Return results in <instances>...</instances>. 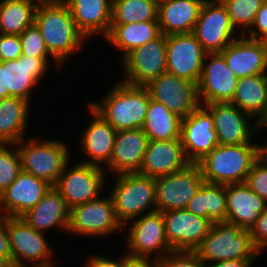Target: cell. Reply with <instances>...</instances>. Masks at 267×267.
Instances as JSON below:
<instances>
[{
	"label": "cell",
	"instance_id": "5",
	"mask_svg": "<svg viewBox=\"0 0 267 267\" xmlns=\"http://www.w3.org/2000/svg\"><path fill=\"white\" fill-rule=\"evenodd\" d=\"M116 176L114 188L108 196L112 198L116 217L123 227L127 221L156 211L155 178L139 173ZM146 209L148 211L144 212Z\"/></svg>",
	"mask_w": 267,
	"mask_h": 267
},
{
	"label": "cell",
	"instance_id": "13",
	"mask_svg": "<svg viewBox=\"0 0 267 267\" xmlns=\"http://www.w3.org/2000/svg\"><path fill=\"white\" fill-rule=\"evenodd\" d=\"M123 225L115 214L111 196L97 198L71 208L68 232L79 235L104 236L120 230Z\"/></svg>",
	"mask_w": 267,
	"mask_h": 267
},
{
	"label": "cell",
	"instance_id": "7",
	"mask_svg": "<svg viewBox=\"0 0 267 267\" xmlns=\"http://www.w3.org/2000/svg\"><path fill=\"white\" fill-rule=\"evenodd\" d=\"M7 233L13 267H26L23 260L33 262V267H54L48 260L52 249L43 232L35 230L22 217L7 216Z\"/></svg>",
	"mask_w": 267,
	"mask_h": 267
},
{
	"label": "cell",
	"instance_id": "28",
	"mask_svg": "<svg viewBox=\"0 0 267 267\" xmlns=\"http://www.w3.org/2000/svg\"><path fill=\"white\" fill-rule=\"evenodd\" d=\"M71 208L60 192L51 186L44 197L21 217L35 230L42 232L53 226L68 230Z\"/></svg>",
	"mask_w": 267,
	"mask_h": 267
},
{
	"label": "cell",
	"instance_id": "19",
	"mask_svg": "<svg viewBox=\"0 0 267 267\" xmlns=\"http://www.w3.org/2000/svg\"><path fill=\"white\" fill-rule=\"evenodd\" d=\"M212 114L215 132L221 145L251 143L250 136L263 128L257 121L250 126L249 114L230 103H210L204 105Z\"/></svg>",
	"mask_w": 267,
	"mask_h": 267
},
{
	"label": "cell",
	"instance_id": "40",
	"mask_svg": "<svg viewBox=\"0 0 267 267\" xmlns=\"http://www.w3.org/2000/svg\"><path fill=\"white\" fill-rule=\"evenodd\" d=\"M155 267H204L196 251H171L155 260Z\"/></svg>",
	"mask_w": 267,
	"mask_h": 267
},
{
	"label": "cell",
	"instance_id": "43",
	"mask_svg": "<svg viewBox=\"0 0 267 267\" xmlns=\"http://www.w3.org/2000/svg\"><path fill=\"white\" fill-rule=\"evenodd\" d=\"M249 231L252 242L261 252L267 246V208Z\"/></svg>",
	"mask_w": 267,
	"mask_h": 267
},
{
	"label": "cell",
	"instance_id": "37",
	"mask_svg": "<svg viewBox=\"0 0 267 267\" xmlns=\"http://www.w3.org/2000/svg\"><path fill=\"white\" fill-rule=\"evenodd\" d=\"M226 7L227 13L234 29L239 25L252 28L256 12L266 0H220Z\"/></svg>",
	"mask_w": 267,
	"mask_h": 267
},
{
	"label": "cell",
	"instance_id": "2",
	"mask_svg": "<svg viewBox=\"0 0 267 267\" xmlns=\"http://www.w3.org/2000/svg\"><path fill=\"white\" fill-rule=\"evenodd\" d=\"M150 93L146 87L118 82L106 94L102 103L89 104L116 130L142 128Z\"/></svg>",
	"mask_w": 267,
	"mask_h": 267
},
{
	"label": "cell",
	"instance_id": "12",
	"mask_svg": "<svg viewBox=\"0 0 267 267\" xmlns=\"http://www.w3.org/2000/svg\"><path fill=\"white\" fill-rule=\"evenodd\" d=\"M133 220V224L128 226L129 231L126 237L127 246L130 248L127 254L130 257L149 258L154 253L163 252L162 255L158 253L154 259L156 260L172 251L167 242L162 212L154 211Z\"/></svg>",
	"mask_w": 267,
	"mask_h": 267
},
{
	"label": "cell",
	"instance_id": "39",
	"mask_svg": "<svg viewBox=\"0 0 267 267\" xmlns=\"http://www.w3.org/2000/svg\"><path fill=\"white\" fill-rule=\"evenodd\" d=\"M22 55L30 57H48L51 54L46 48L39 28L34 24L20 34Z\"/></svg>",
	"mask_w": 267,
	"mask_h": 267
},
{
	"label": "cell",
	"instance_id": "32",
	"mask_svg": "<svg viewBox=\"0 0 267 267\" xmlns=\"http://www.w3.org/2000/svg\"><path fill=\"white\" fill-rule=\"evenodd\" d=\"M29 104L18 97L0 99V144L15 145L25 139Z\"/></svg>",
	"mask_w": 267,
	"mask_h": 267
},
{
	"label": "cell",
	"instance_id": "9",
	"mask_svg": "<svg viewBox=\"0 0 267 267\" xmlns=\"http://www.w3.org/2000/svg\"><path fill=\"white\" fill-rule=\"evenodd\" d=\"M166 49L167 36L161 34L147 44L132 50L122 60L126 75L122 82L145 87L167 72Z\"/></svg>",
	"mask_w": 267,
	"mask_h": 267
},
{
	"label": "cell",
	"instance_id": "34",
	"mask_svg": "<svg viewBox=\"0 0 267 267\" xmlns=\"http://www.w3.org/2000/svg\"><path fill=\"white\" fill-rule=\"evenodd\" d=\"M226 185L204 182L190 199L186 209L211 223L225 221L226 217Z\"/></svg>",
	"mask_w": 267,
	"mask_h": 267
},
{
	"label": "cell",
	"instance_id": "47",
	"mask_svg": "<svg viewBox=\"0 0 267 267\" xmlns=\"http://www.w3.org/2000/svg\"><path fill=\"white\" fill-rule=\"evenodd\" d=\"M123 267H155V261L150 263V258H133L126 254L123 256Z\"/></svg>",
	"mask_w": 267,
	"mask_h": 267
},
{
	"label": "cell",
	"instance_id": "52",
	"mask_svg": "<svg viewBox=\"0 0 267 267\" xmlns=\"http://www.w3.org/2000/svg\"><path fill=\"white\" fill-rule=\"evenodd\" d=\"M29 1H32V2L35 1L37 5H41V4H48V3H51L57 0H29Z\"/></svg>",
	"mask_w": 267,
	"mask_h": 267
},
{
	"label": "cell",
	"instance_id": "44",
	"mask_svg": "<svg viewBox=\"0 0 267 267\" xmlns=\"http://www.w3.org/2000/svg\"><path fill=\"white\" fill-rule=\"evenodd\" d=\"M253 26L257 28V31L252 28L248 30V38L267 41V1H265L256 12L252 27Z\"/></svg>",
	"mask_w": 267,
	"mask_h": 267
},
{
	"label": "cell",
	"instance_id": "49",
	"mask_svg": "<svg viewBox=\"0 0 267 267\" xmlns=\"http://www.w3.org/2000/svg\"><path fill=\"white\" fill-rule=\"evenodd\" d=\"M265 146L255 144V162L264 168H267V142Z\"/></svg>",
	"mask_w": 267,
	"mask_h": 267
},
{
	"label": "cell",
	"instance_id": "22",
	"mask_svg": "<svg viewBox=\"0 0 267 267\" xmlns=\"http://www.w3.org/2000/svg\"><path fill=\"white\" fill-rule=\"evenodd\" d=\"M225 221L250 230L266 208L267 202L243 183L226 185Z\"/></svg>",
	"mask_w": 267,
	"mask_h": 267
},
{
	"label": "cell",
	"instance_id": "36",
	"mask_svg": "<svg viewBox=\"0 0 267 267\" xmlns=\"http://www.w3.org/2000/svg\"><path fill=\"white\" fill-rule=\"evenodd\" d=\"M158 21L156 0H113L111 25Z\"/></svg>",
	"mask_w": 267,
	"mask_h": 267
},
{
	"label": "cell",
	"instance_id": "10",
	"mask_svg": "<svg viewBox=\"0 0 267 267\" xmlns=\"http://www.w3.org/2000/svg\"><path fill=\"white\" fill-rule=\"evenodd\" d=\"M226 7L220 0H205L192 34L207 53H221L235 38ZM234 37V38H232Z\"/></svg>",
	"mask_w": 267,
	"mask_h": 267
},
{
	"label": "cell",
	"instance_id": "41",
	"mask_svg": "<svg viewBox=\"0 0 267 267\" xmlns=\"http://www.w3.org/2000/svg\"><path fill=\"white\" fill-rule=\"evenodd\" d=\"M245 183L267 202V168L254 162Z\"/></svg>",
	"mask_w": 267,
	"mask_h": 267
},
{
	"label": "cell",
	"instance_id": "20",
	"mask_svg": "<svg viewBox=\"0 0 267 267\" xmlns=\"http://www.w3.org/2000/svg\"><path fill=\"white\" fill-rule=\"evenodd\" d=\"M220 54L238 79L267 74V41L250 39L243 34Z\"/></svg>",
	"mask_w": 267,
	"mask_h": 267
},
{
	"label": "cell",
	"instance_id": "3",
	"mask_svg": "<svg viewBox=\"0 0 267 267\" xmlns=\"http://www.w3.org/2000/svg\"><path fill=\"white\" fill-rule=\"evenodd\" d=\"M255 162V144H218L197 165L205 182L211 184L243 183Z\"/></svg>",
	"mask_w": 267,
	"mask_h": 267
},
{
	"label": "cell",
	"instance_id": "29",
	"mask_svg": "<svg viewBox=\"0 0 267 267\" xmlns=\"http://www.w3.org/2000/svg\"><path fill=\"white\" fill-rule=\"evenodd\" d=\"M94 119L85 130L81 144L91 160L81 162L102 167L110 163L117 131L90 105Z\"/></svg>",
	"mask_w": 267,
	"mask_h": 267
},
{
	"label": "cell",
	"instance_id": "17",
	"mask_svg": "<svg viewBox=\"0 0 267 267\" xmlns=\"http://www.w3.org/2000/svg\"><path fill=\"white\" fill-rule=\"evenodd\" d=\"M145 87L152 100L165 105L180 118H186L200 105L197 85L168 72L152 80Z\"/></svg>",
	"mask_w": 267,
	"mask_h": 267
},
{
	"label": "cell",
	"instance_id": "46",
	"mask_svg": "<svg viewBox=\"0 0 267 267\" xmlns=\"http://www.w3.org/2000/svg\"><path fill=\"white\" fill-rule=\"evenodd\" d=\"M85 267H123V257L120 261H115L110 258H106L103 256H93L87 261V265Z\"/></svg>",
	"mask_w": 267,
	"mask_h": 267
},
{
	"label": "cell",
	"instance_id": "11",
	"mask_svg": "<svg viewBox=\"0 0 267 267\" xmlns=\"http://www.w3.org/2000/svg\"><path fill=\"white\" fill-rule=\"evenodd\" d=\"M104 169L105 167L78 163L68 170L67 164L54 187L70 208L87 203L97 199L101 194L99 192L105 180Z\"/></svg>",
	"mask_w": 267,
	"mask_h": 267
},
{
	"label": "cell",
	"instance_id": "53",
	"mask_svg": "<svg viewBox=\"0 0 267 267\" xmlns=\"http://www.w3.org/2000/svg\"><path fill=\"white\" fill-rule=\"evenodd\" d=\"M264 126L267 127V108L266 113L264 114Z\"/></svg>",
	"mask_w": 267,
	"mask_h": 267
},
{
	"label": "cell",
	"instance_id": "14",
	"mask_svg": "<svg viewBox=\"0 0 267 267\" xmlns=\"http://www.w3.org/2000/svg\"><path fill=\"white\" fill-rule=\"evenodd\" d=\"M207 52L192 34L167 36V72L198 85Z\"/></svg>",
	"mask_w": 267,
	"mask_h": 267
},
{
	"label": "cell",
	"instance_id": "50",
	"mask_svg": "<svg viewBox=\"0 0 267 267\" xmlns=\"http://www.w3.org/2000/svg\"><path fill=\"white\" fill-rule=\"evenodd\" d=\"M9 98V91L6 89V69L0 61V99Z\"/></svg>",
	"mask_w": 267,
	"mask_h": 267
},
{
	"label": "cell",
	"instance_id": "45",
	"mask_svg": "<svg viewBox=\"0 0 267 267\" xmlns=\"http://www.w3.org/2000/svg\"><path fill=\"white\" fill-rule=\"evenodd\" d=\"M0 257H5L11 262V251L7 233V216L0 215Z\"/></svg>",
	"mask_w": 267,
	"mask_h": 267
},
{
	"label": "cell",
	"instance_id": "8",
	"mask_svg": "<svg viewBox=\"0 0 267 267\" xmlns=\"http://www.w3.org/2000/svg\"><path fill=\"white\" fill-rule=\"evenodd\" d=\"M204 182L197 163H190L180 171L155 178L156 211L186 209Z\"/></svg>",
	"mask_w": 267,
	"mask_h": 267
},
{
	"label": "cell",
	"instance_id": "48",
	"mask_svg": "<svg viewBox=\"0 0 267 267\" xmlns=\"http://www.w3.org/2000/svg\"><path fill=\"white\" fill-rule=\"evenodd\" d=\"M254 259H233V260H225L220 262H215L213 265L204 267H250Z\"/></svg>",
	"mask_w": 267,
	"mask_h": 267
},
{
	"label": "cell",
	"instance_id": "38",
	"mask_svg": "<svg viewBox=\"0 0 267 267\" xmlns=\"http://www.w3.org/2000/svg\"><path fill=\"white\" fill-rule=\"evenodd\" d=\"M22 172L18 149L12 151L7 144H0V194L5 191Z\"/></svg>",
	"mask_w": 267,
	"mask_h": 267
},
{
	"label": "cell",
	"instance_id": "21",
	"mask_svg": "<svg viewBox=\"0 0 267 267\" xmlns=\"http://www.w3.org/2000/svg\"><path fill=\"white\" fill-rule=\"evenodd\" d=\"M51 186L47 181L22 171L0 194V211L4 216L21 217L44 197Z\"/></svg>",
	"mask_w": 267,
	"mask_h": 267
},
{
	"label": "cell",
	"instance_id": "6",
	"mask_svg": "<svg viewBox=\"0 0 267 267\" xmlns=\"http://www.w3.org/2000/svg\"><path fill=\"white\" fill-rule=\"evenodd\" d=\"M24 143V139L15 143L20 145L18 153L22 171L54 186L69 162L67 146L57 140L38 142L37 139H30L27 144Z\"/></svg>",
	"mask_w": 267,
	"mask_h": 267
},
{
	"label": "cell",
	"instance_id": "26",
	"mask_svg": "<svg viewBox=\"0 0 267 267\" xmlns=\"http://www.w3.org/2000/svg\"><path fill=\"white\" fill-rule=\"evenodd\" d=\"M205 0H161L158 22L165 36L192 33Z\"/></svg>",
	"mask_w": 267,
	"mask_h": 267
},
{
	"label": "cell",
	"instance_id": "18",
	"mask_svg": "<svg viewBox=\"0 0 267 267\" xmlns=\"http://www.w3.org/2000/svg\"><path fill=\"white\" fill-rule=\"evenodd\" d=\"M206 57H209L210 61L206 64L204 59L202 75L197 85L199 104L230 103L238 78L220 53H207Z\"/></svg>",
	"mask_w": 267,
	"mask_h": 267
},
{
	"label": "cell",
	"instance_id": "15",
	"mask_svg": "<svg viewBox=\"0 0 267 267\" xmlns=\"http://www.w3.org/2000/svg\"><path fill=\"white\" fill-rule=\"evenodd\" d=\"M180 140L190 163H198L219 144L213 116L204 105L182 118Z\"/></svg>",
	"mask_w": 267,
	"mask_h": 267
},
{
	"label": "cell",
	"instance_id": "24",
	"mask_svg": "<svg viewBox=\"0 0 267 267\" xmlns=\"http://www.w3.org/2000/svg\"><path fill=\"white\" fill-rule=\"evenodd\" d=\"M47 64V57H30L29 55H21L18 59L3 61L9 97H18L30 102L31 90L45 74L48 68Z\"/></svg>",
	"mask_w": 267,
	"mask_h": 267
},
{
	"label": "cell",
	"instance_id": "51",
	"mask_svg": "<svg viewBox=\"0 0 267 267\" xmlns=\"http://www.w3.org/2000/svg\"><path fill=\"white\" fill-rule=\"evenodd\" d=\"M0 267H13V265L7 258L0 257Z\"/></svg>",
	"mask_w": 267,
	"mask_h": 267
},
{
	"label": "cell",
	"instance_id": "23",
	"mask_svg": "<svg viewBox=\"0 0 267 267\" xmlns=\"http://www.w3.org/2000/svg\"><path fill=\"white\" fill-rule=\"evenodd\" d=\"M189 164L181 140L149 141L138 173L157 178L180 171Z\"/></svg>",
	"mask_w": 267,
	"mask_h": 267
},
{
	"label": "cell",
	"instance_id": "16",
	"mask_svg": "<svg viewBox=\"0 0 267 267\" xmlns=\"http://www.w3.org/2000/svg\"><path fill=\"white\" fill-rule=\"evenodd\" d=\"M167 242L173 251H196L212 223L187 209L162 212Z\"/></svg>",
	"mask_w": 267,
	"mask_h": 267
},
{
	"label": "cell",
	"instance_id": "4",
	"mask_svg": "<svg viewBox=\"0 0 267 267\" xmlns=\"http://www.w3.org/2000/svg\"><path fill=\"white\" fill-rule=\"evenodd\" d=\"M201 262L233 259H254L260 251L255 247L249 230L226 221L212 223L208 234L196 250Z\"/></svg>",
	"mask_w": 267,
	"mask_h": 267
},
{
	"label": "cell",
	"instance_id": "30",
	"mask_svg": "<svg viewBox=\"0 0 267 267\" xmlns=\"http://www.w3.org/2000/svg\"><path fill=\"white\" fill-rule=\"evenodd\" d=\"M230 104L249 114L264 127L267 108V74L239 78Z\"/></svg>",
	"mask_w": 267,
	"mask_h": 267
},
{
	"label": "cell",
	"instance_id": "33",
	"mask_svg": "<svg viewBox=\"0 0 267 267\" xmlns=\"http://www.w3.org/2000/svg\"><path fill=\"white\" fill-rule=\"evenodd\" d=\"M181 122L182 118L177 114L150 98L141 129L149 141L180 140Z\"/></svg>",
	"mask_w": 267,
	"mask_h": 267
},
{
	"label": "cell",
	"instance_id": "35",
	"mask_svg": "<svg viewBox=\"0 0 267 267\" xmlns=\"http://www.w3.org/2000/svg\"><path fill=\"white\" fill-rule=\"evenodd\" d=\"M37 6L29 0H1L0 33L20 35L34 24Z\"/></svg>",
	"mask_w": 267,
	"mask_h": 267
},
{
	"label": "cell",
	"instance_id": "25",
	"mask_svg": "<svg viewBox=\"0 0 267 267\" xmlns=\"http://www.w3.org/2000/svg\"><path fill=\"white\" fill-rule=\"evenodd\" d=\"M149 139L141 128L117 131L110 163L115 175L138 173Z\"/></svg>",
	"mask_w": 267,
	"mask_h": 267
},
{
	"label": "cell",
	"instance_id": "27",
	"mask_svg": "<svg viewBox=\"0 0 267 267\" xmlns=\"http://www.w3.org/2000/svg\"><path fill=\"white\" fill-rule=\"evenodd\" d=\"M69 8L78 30L87 37H106L112 18V0H62Z\"/></svg>",
	"mask_w": 267,
	"mask_h": 267
},
{
	"label": "cell",
	"instance_id": "42",
	"mask_svg": "<svg viewBox=\"0 0 267 267\" xmlns=\"http://www.w3.org/2000/svg\"><path fill=\"white\" fill-rule=\"evenodd\" d=\"M21 55L20 35L0 33V61L18 59Z\"/></svg>",
	"mask_w": 267,
	"mask_h": 267
},
{
	"label": "cell",
	"instance_id": "31",
	"mask_svg": "<svg viewBox=\"0 0 267 267\" xmlns=\"http://www.w3.org/2000/svg\"><path fill=\"white\" fill-rule=\"evenodd\" d=\"M161 35L158 21L110 25L106 40L122 50L124 59L132 50L147 44Z\"/></svg>",
	"mask_w": 267,
	"mask_h": 267
},
{
	"label": "cell",
	"instance_id": "1",
	"mask_svg": "<svg viewBox=\"0 0 267 267\" xmlns=\"http://www.w3.org/2000/svg\"><path fill=\"white\" fill-rule=\"evenodd\" d=\"M34 23L51 57L59 66L82 47V41L86 38L78 30L68 6L62 0L38 5Z\"/></svg>",
	"mask_w": 267,
	"mask_h": 267
}]
</instances>
